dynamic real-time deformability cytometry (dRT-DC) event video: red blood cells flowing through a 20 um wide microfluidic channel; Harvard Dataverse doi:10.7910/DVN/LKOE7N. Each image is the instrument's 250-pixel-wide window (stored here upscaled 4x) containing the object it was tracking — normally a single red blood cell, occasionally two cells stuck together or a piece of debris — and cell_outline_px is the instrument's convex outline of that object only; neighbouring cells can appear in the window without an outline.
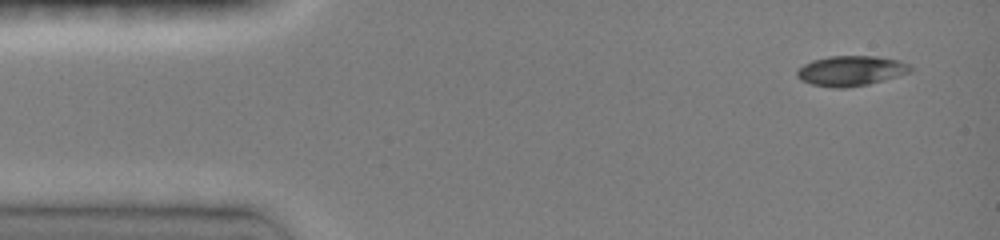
{"species": "common noctule bat (a hibernating species)", "species_latin": "Nyctalus noctula", "temperature_condition": "room temperature", "stored_images_in_passage": 26, "camera_frame_rate_fps": 3000, "um_per_image_px": 0.085, "animal": {"sex": "female", "body_mass_g": 19.0, "forearm_length_mm": 51.5}, "frame": {"image": 1, "passage_image": 1, "time_ms": 0.0, "image_size_px": [1000, 240], "cell_outline_px": [[912, 72], [884, 80], [868, 84], [844, 88], [832, 88], [812, 84], [800, 80], [796, 76], [796, 72], [804, 64], [812, 60], [828, 56], [876, 56], [900, 60], [908, 64], [912, 68]], "centroid_in_image_um": [72.33, 6.02], "position_along_channel_um": 12.7, "area_um2": 20.0}}
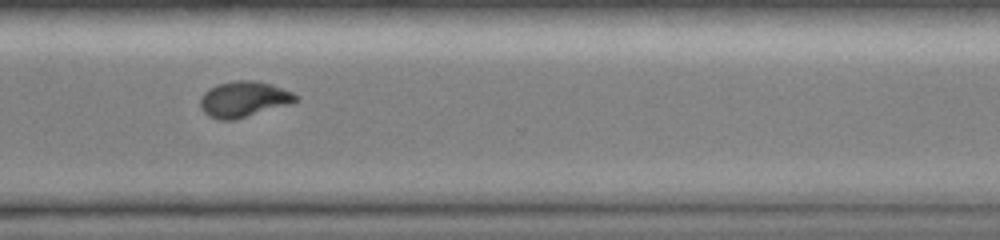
{"frame": {"image": 2, "passage_image": 16, "time_ms": 10.667, "image_size_px": [1000, 240], "cell_outline_px": [[300, 100], [288, 104], [236, 120], [220, 120], [208, 116], [200, 108], [200, 96], [208, 88], [216, 84], [236, 80], [256, 80], [292, 92], [300, 96]], "centroid_in_image_um": [20.68, 8.43], "position_along_channel_um": 349.9, "area_um2": 20.0}}
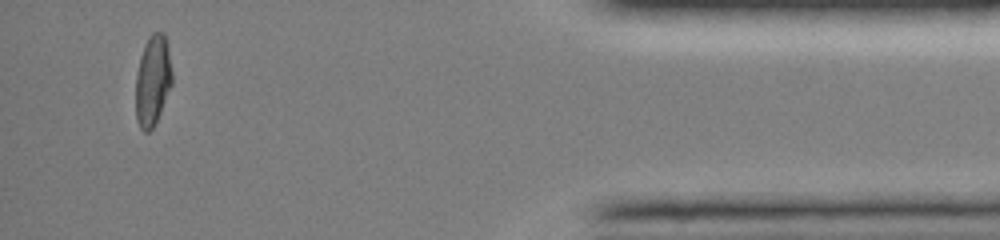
{"frame": {"image": 3, "passage_image": 23, "time_ms": 13.667, "image_size_px": [1000, 240], "cell_outline_px": [[172, 84], [160, 112], [152, 128], [148, 132], [144, 132], [140, 128], [136, 120], [136, 76], [140, 56], [144, 44], [148, 36], [152, 32], [164, 32], [168, 48], [172, 72]], "centroid_in_image_um": [12.97, 6.81], "position_along_channel_um": 422.2, "area_um2": 19.19}, "authors_computed_cell_mechanics": {"area_um2": 19.941, "velocity_mm_per_s": 4.0611, "shape_relaxation_time_tau1_ms": null, "shape_relaxation_time_tau2_ms": 3.1308, "deformation_change_tau1": null, "deformation_change_tau2": 0.0606}}